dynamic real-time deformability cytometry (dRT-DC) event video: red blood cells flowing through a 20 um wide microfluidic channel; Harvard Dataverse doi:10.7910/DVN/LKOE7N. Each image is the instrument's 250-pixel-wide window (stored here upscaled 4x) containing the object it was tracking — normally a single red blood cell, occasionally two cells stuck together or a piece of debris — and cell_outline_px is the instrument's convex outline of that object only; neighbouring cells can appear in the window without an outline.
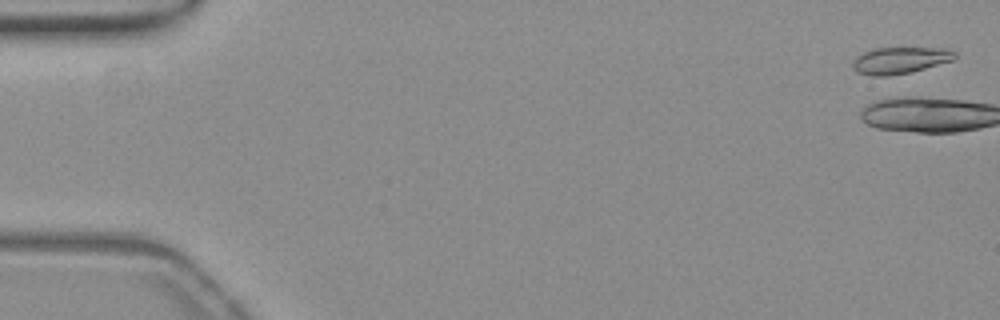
{"species": "common noctule bat (a hibernating species)", "species_latin": "Nyctalus noctula", "temperature_condition": "warm", "stored_images_in_passage": 4, "camera_frame_rate_fps": 3000, "um_per_image_px": 0.085, "animal": {"sex": "female", "body_mass_g": 19.3, "forearm_length_mm": 54.1}, "frame": {"image": 1, "passage_image": 2, "time_ms": 0.333, "image_size_px": [1000, 320], "cell_outline_px": [[956, 56], [952, 60], [912, 72], [888, 76], [872, 76], [856, 72], [852, 68], [852, 64], [856, 56], [872, 48], [948, 48], [956, 52]], "centroid_in_image_um": [76.47, 5.13], "position_along_channel_um": 8.5, "area_um2": 15.95}}